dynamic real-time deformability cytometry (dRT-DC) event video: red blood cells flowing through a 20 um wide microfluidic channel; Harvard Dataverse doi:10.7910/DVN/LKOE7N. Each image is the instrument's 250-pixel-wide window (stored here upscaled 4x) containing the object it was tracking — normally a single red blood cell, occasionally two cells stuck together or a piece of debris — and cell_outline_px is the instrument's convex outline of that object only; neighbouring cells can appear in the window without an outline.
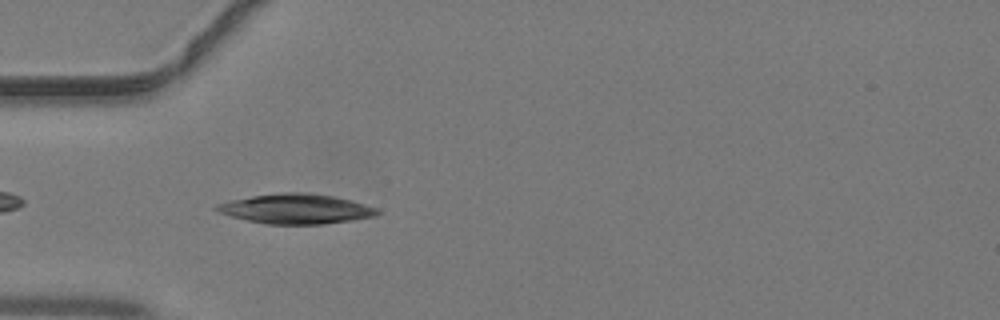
{"species": "common noctule bat (a hibernating species)", "species_latin": "Nyctalus noctula", "temperature_condition": "warm", "stored_images_in_passage": 21, "camera_frame_rate_fps": 3000, "um_per_image_px": 0.085, "animal": {"sex": "male", "body_mass_g": 19.2, "forearm_length_mm": 51.8}, "frame": {"image": 1, "passage_image": 3, "time_ms": 0.667, "image_size_px": [1000, 320], "cell_outline_px": [[380, 212], [376, 216], [352, 220], [320, 224], [268, 224], [248, 220], [232, 216], [220, 212], [212, 208], [216, 204], [232, 200], [252, 196], [284, 192], [308, 192], [332, 196], [352, 200], [376, 208]], "centroid_in_image_um": [25.17, 17.75], "position_along_channel_um": 59.8, "area_um2": 27.69}}
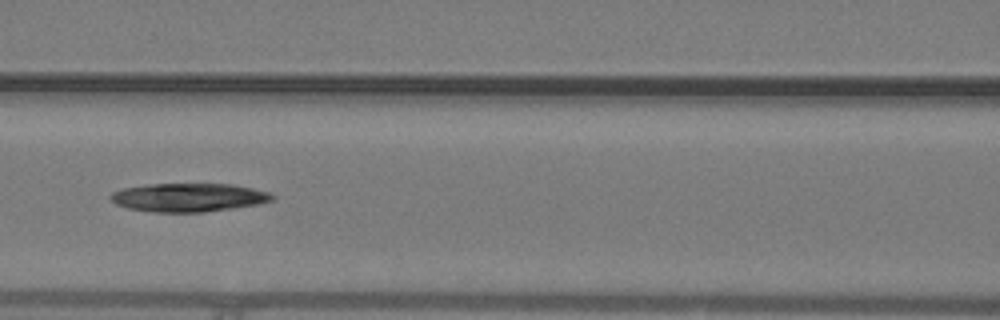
{"frame": {"image": 2, "passage_image": 9, "time_ms": 2.667, "image_size_px": [1000, 320], "cell_outline_px": [[276, 196], [272, 200], [260, 204], [204, 212], [152, 212], [128, 208], [116, 204], [108, 196], [112, 192], [124, 188], [152, 184], [232, 184], [252, 188], [268, 192]], "centroid_in_image_um": [16.04, 16.78], "position_along_channel_um": 150.6, "area_um2": 26.76}}
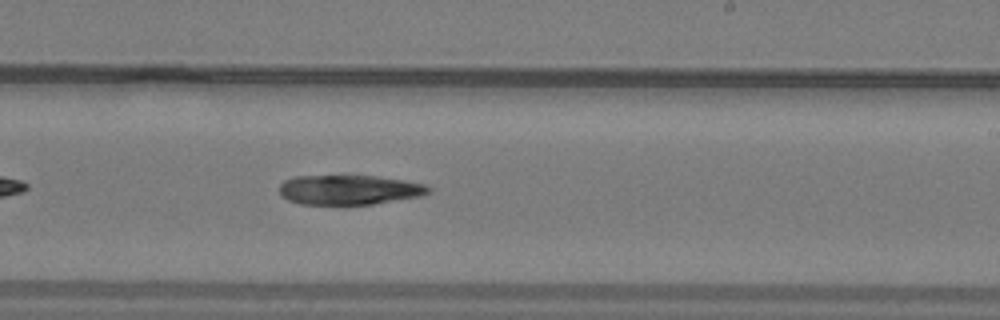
{"frame": {"image": 3, "passage_image": 16, "time_ms": 5.0, "image_size_px": [1000, 320], "cell_outline_px": [[432, 188], [428, 192], [420, 196], [372, 204], [300, 204], [288, 200], [280, 196], [280, 184], [284, 180], [296, 176], [376, 176], [404, 180], [424, 184]], "centroid_in_image_um": [29.65, 16.13], "position_along_channel_um": 259.3, "area_um2": 25.66}}